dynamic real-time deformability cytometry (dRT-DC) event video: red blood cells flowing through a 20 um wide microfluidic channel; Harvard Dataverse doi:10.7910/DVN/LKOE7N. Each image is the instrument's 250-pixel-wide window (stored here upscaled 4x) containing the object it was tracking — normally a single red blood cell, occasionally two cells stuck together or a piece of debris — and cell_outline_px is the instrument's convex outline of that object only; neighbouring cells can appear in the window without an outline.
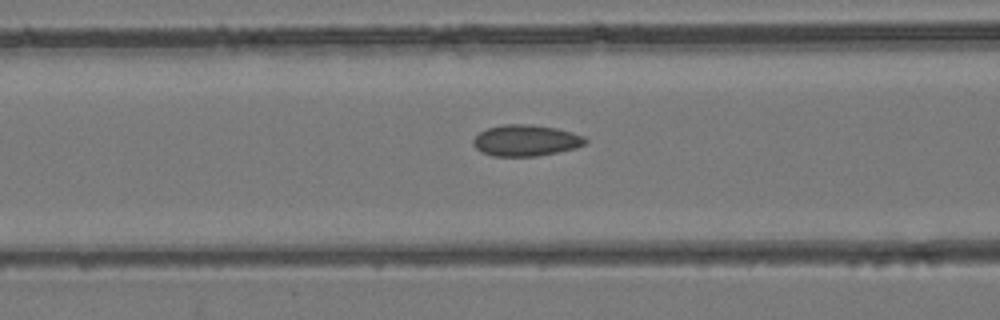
{"species": "common noctule bat (a hibernating species)", "species_latin": "Nyctalus noctula", "temperature_condition": "room temperature", "stored_images_in_passage": 33, "camera_frame_rate_fps": 3000, "um_per_image_px": 0.085, "animal": {"sex": "female", "body_mass_g": 24.6, "forearm_length_mm": 56.2}, "frame": {"image": 1, "passage_image": 6, "time_ms": 1.667, "image_size_px": [1000, 320], "cell_outline_px": [[588, 140], [584, 144], [576, 148], [536, 156], [492, 156], [480, 152], [472, 144], [472, 140], [480, 132], [488, 128], [504, 124], [528, 124], [556, 128], [572, 132], [584, 136]], "centroid_in_image_um": [44.68, 11.94], "position_along_channel_um": 121.9, "area_um2": 20.4}}
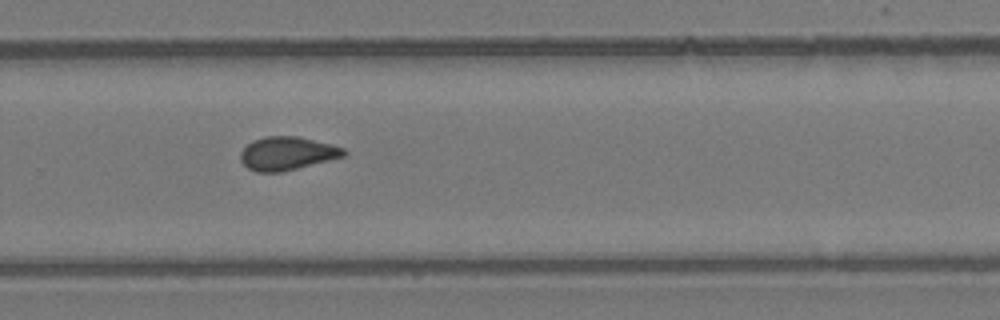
{"frame": {"image": 2, "passage_image": 18, "time_ms": 5.667, "image_size_px": [1000, 320], "cell_outline_px": [[348, 152], [344, 156], [280, 172], [256, 172], [248, 168], [240, 160], [240, 152], [252, 140], [264, 136], [296, 136], [332, 144], [344, 148]], "centroid_in_image_um": [24.38, 13.03], "position_along_channel_um": 305.4, "area_um2": 19.94}}
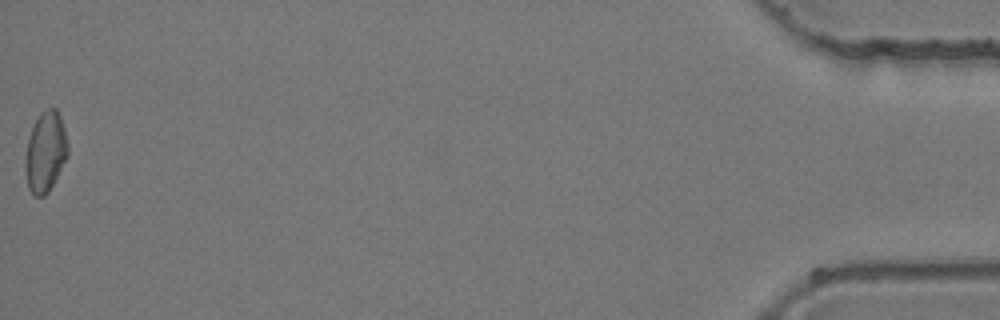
{"frame": {"image": 3, "passage_image": 33, "time_ms": 10.667, "image_size_px": [1000, 320], "cell_outline_px": [[68, 156], [48, 192], [44, 196], [36, 196], [28, 188], [24, 164], [28, 140], [32, 128], [40, 112], [44, 108], [56, 108], [60, 116], [64, 128], [68, 144]], "centroid_in_image_um": [3.87, 12.89], "position_along_channel_um": 431.3, "area_um2": 19.83}}